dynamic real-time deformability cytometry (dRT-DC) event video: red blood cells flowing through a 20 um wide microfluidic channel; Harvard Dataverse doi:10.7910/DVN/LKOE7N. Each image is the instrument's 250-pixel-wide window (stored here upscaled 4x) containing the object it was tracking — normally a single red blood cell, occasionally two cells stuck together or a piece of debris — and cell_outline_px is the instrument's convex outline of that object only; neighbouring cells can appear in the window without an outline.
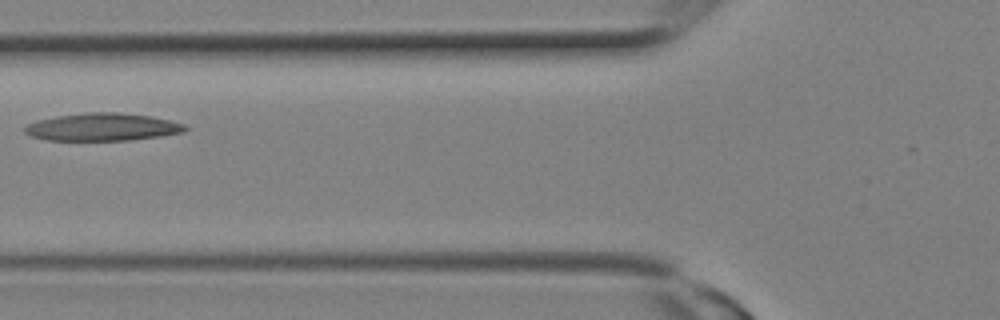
{"species": "Egyptian fruit bat (a non-hibernating species)", "species_latin": "Rousettus aegyptiacus", "temperature_condition": "room temperature", "stored_images_in_passage": 11, "camera_frame_rate_fps": 3000, "um_per_image_px": 0.085, "animal": {"sex": "female"}, "frame": {"image": 1, "passage_image": 4, "time_ms": 1.0, "image_size_px": [1000, 320], "cell_outline_px": [[188, 128], [184, 132], [160, 136], [128, 140], [44, 140], [28, 136], [24, 132], [24, 128], [28, 124], [40, 120], [56, 116], [84, 112], [120, 112], [152, 116], [184, 124]], "centroid_in_image_um": [8.69, 10.79], "position_along_channel_um": 117.1, "area_um2": 25.89}}
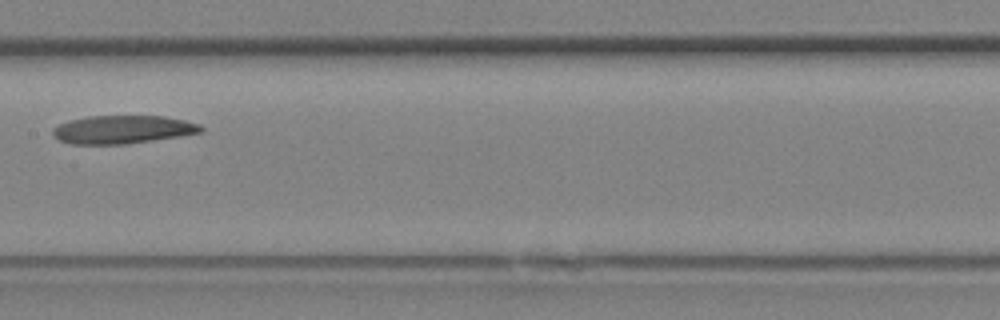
{"frame": {"image": 2, "passage_image": 7, "time_ms": 2.0, "image_size_px": [1000, 320], "cell_outline_px": [[204, 132], [180, 136], [124, 144], [72, 144], [60, 140], [52, 136], [52, 128], [68, 120], [88, 116], [164, 116], [184, 120], [200, 124], [204, 128]], "centroid_in_image_um": [10.42, 11.0], "position_along_channel_um": 197.0, "area_um2": 24.39}}